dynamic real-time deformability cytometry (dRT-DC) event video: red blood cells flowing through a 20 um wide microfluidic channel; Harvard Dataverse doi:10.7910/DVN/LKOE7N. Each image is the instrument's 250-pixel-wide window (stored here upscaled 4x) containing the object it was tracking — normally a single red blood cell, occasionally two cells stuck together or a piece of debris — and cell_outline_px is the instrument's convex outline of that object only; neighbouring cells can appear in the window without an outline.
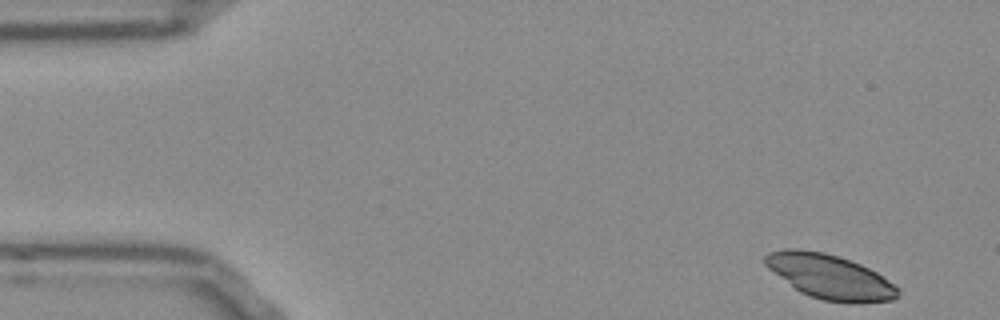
{"species": "Egyptian fruit bat (a non-hibernating species)", "species_latin": "Rousettus aegyptiacus", "temperature_condition": "room temperature", "stored_images_in_passage": 51, "camera_frame_rate_fps": 3000, "um_per_image_px": 0.085, "frame": {"image": 1, "passage_image": 1, "time_ms": 0.0, "image_size_px": [1000, 320], "cell_outline_px": [[900, 292], [892, 300], [860, 304], [848, 304], [824, 300], [808, 296], [800, 292], [768, 268], [764, 264], [764, 256], [768, 252], [784, 248], [796, 248], [824, 252], [840, 256], [860, 264], [876, 272], [900, 288]], "centroid_in_image_um": [70.54, 23.52], "position_along_channel_um": 14.5, "area_um2": 34.74}}